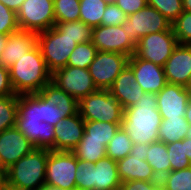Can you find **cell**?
Masks as SVG:
<instances>
[{"label":"cell","mask_w":191,"mask_h":190,"mask_svg":"<svg viewBox=\"0 0 191 190\" xmlns=\"http://www.w3.org/2000/svg\"><path fill=\"white\" fill-rule=\"evenodd\" d=\"M162 122L157 109L156 94L146 93L126 109L121 122L122 129L135 144H150L159 141L158 130Z\"/></svg>","instance_id":"obj_1"},{"label":"cell","mask_w":191,"mask_h":190,"mask_svg":"<svg viewBox=\"0 0 191 190\" xmlns=\"http://www.w3.org/2000/svg\"><path fill=\"white\" fill-rule=\"evenodd\" d=\"M9 72L11 84L18 95L38 93L51 82L52 73L48 70L38 45L16 61Z\"/></svg>","instance_id":"obj_2"},{"label":"cell","mask_w":191,"mask_h":190,"mask_svg":"<svg viewBox=\"0 0 191 190\" xmlns=\"http://www.w3.org/2000/svg\"><path fill=\"white\" fill-rule=\"evenodd\" d=\"M49 149L34 148L6 172L8 190H39L45 185Z\"/></svg>","instance_id":"obj_3"},{"label":"cell","mask_w":191,"mask_h":190,"mask_svg":"<svg viewBox=\"0 0 191 190\" xmlns=\"http://www.w3.org/2000/svg\"><path fill=\"white\" fill-rule=\"evenodd\" d=\"M78 112L85 121L121 123L124 115L122 105L109 90L98 89L78 102Z\"/></svg>","instance_id":"obj_4"},{"label":"cell","mask_w":191,"mask_h":190,"mask_svg":"<svg viewBox=\"0 0 191 190\" xmlns=\"http://www.w3.org/2000/svg\"><path fill=\"white\" fill-rule=\"evenodd\" d=\"M37 45L45 60L48 70H55L67 66L70 54L77 43L62 33L56 26L37 33Z\"/></svg>","instance_id":"obj_5"},{"label":"cell","mask_w":191,"mask_h":190,"mask_svg":"<svg viewBox=\"0 0 191 190\" xmlns=\"http://www.w3.org/2000/svg\"><path fill=\"white\" fill-rule=\"evenodd\" d=\"M77 158L72 151L49 150L45 184L62 190H76Z\"/></svg>","instance_id":"obj_6"},{"label":"cell","mask_w":191,"mask_h":190,"mask_svg":"<svg viewBox=\"0 0 191 190\" xmlns=\"http://www.w3.org/2000/svg\"><path fill=\"white\" fill-rule=\"evenodd\" d=\"M16 15L20 30L39 33L56 25L53 0H25Z\"/></svg>","instance_id":"obj_7"},{"label":"cell","mask_w":191,"mask_h":190,"mask_svg":"<svg viewBox=\"0 0 191 190\" xmlns=\"http://www.w3.org/2000/svg\"><path fill=\"white\" fill-rule=\"evenodd\" d=\"M177 45V38L171 27L142 37L136 43L134 55L163 67Z\"/></svg>","instance_id":"obj_8"},{"label":"cell","mask_w":191,"mask_h":190,"mask_svg":"<svg viewBox=\"0 0 191 190\" xmlns=\"http://www.w3.org/2000/svg\"><path fill=\"white\" fill-rule=\"evenodd\" d=\"M122 28L127 30V35L136 44L145 35L169 30L171 22L154 7L146 5L138 12L128 15Z\"/></svg>","instance_id":"obj_9"},{"label":"cell","mask_w":191,"mask_h":190,"mask_svg":"<svg viewBox=\"0 0 191 190\" xmlns=\"http://www.w3.org/2000/svg\"><path fill=\"white\" fill-rule=\"evenodd\" d=\"M51 82L78 102L98 90L87 68L62 67L52 73Z\"/></svg>","instance_id":"obj_10"},{"label":"cell","mask_w":191,"mask_h":190,"mask_svg":"<svg viewBox=\"0 0 191 190\" xmlns=\"http://www.w3.org/2000/svg\"><path fill=\"white\" fill-rule=\"evenodd\" d=\"M129 56L115 52L97 51L88 67L97 89L108 90L116 77L128 65Z\"/></svg>","instance_id":"obj_11"},{"label":"cell","mask_w":191,"mask_h":190,"mask_svg":"<svg viewBox=\"0 0 191 190\" xmlns=\"http://www.w3.org/2000/svg\"><path fill=\"white\" fill-rule=\"evenodd\" d=\"M92 44L97 51L115 52L132 56L135 52L136 44L127 35V30L121 26L93 27Z\"/></svg>","instance_id":"obj_12"},{"label":"cell","mask_w":191,"mask_h":190,"mask_svg":"<svg viewBox=\"0 0 191 190\" xmlns=\"http://www.w3.org/2000/svg\"><path fill=\"white\" fill-rule=\"evenodd\" d=\"M128 66L133 70L136 82L146 92L158 94L167 84L164 69L151 61L130 56Z\"/></svg>","instance_id":"obj_13"},{"label":"cell","mask_w":191,"mask_h":190,"mask_svg":"<svg viewBox=\"0 0 191 190\" xmlns=\"http://www.w3.org/2000/svg\"><path fill=\"white\" fill-rule=\"evenodd\" d=\"M156 96L162 119L185 117L190 94L184 86L167 83Z\"/></svg>","instance_id":"obj_14"},{"label":"cell","mask_w":191,"mask_h":190,"mask_svg":"<svg viewBox=\"0 0 191 190\" xmlns=\"http://www.w3.org/2000/svg\"><path fill=\"white\" fill-rule=\"evenodd\" d=\"M34 148L16 126L0 133V157L7 169Z\"/></svg>","instance_id":"obj_15"},{"label":"cell","mask_w":191,"mask_h":190,"mask_svg":"<svg viewBox=\"0 0 191 190\" xmlns=\"http://www.w3.org/2000/svg\"><path fill=\"white\" fill-rule=\"evenodd\" d=\"M54 151H72L83 137L85 120L79 112L54 125Z\"/></svg>","instance_id":"obj_16"},{"label":"cell","mask_w":191,"mask_h":190,"mask_svg":"<svg viewBox=\"0 0 191 190\" xmlns=\"http://www.w3.org/2000/svg\"><path fill=\"white\" fill-rule=\"evenodd\" d=\"M163 69L167 83L185 86L191 75V45L178 44Z\"/></svg>","instance_id":"obj_17"},{"label":"cell","mask_w":191,"mask_h":190,"mask_svg":"<svg viewBox=\"0 0 191 190\" xmlns=\"http://www.w3.org/2000/svg\"><path fill=\"white\" fill-rule=\"evenodd\" d=\"M37 45V33L18 30L7 36L5 47L0 56V65L10 68L24 54Z\"/></svg>","instance_id":"obj_18"},{"label":"cell","mask_w":191,"mask_h":190,"mask_svg":"<svg viewBox=\"0 0 191 190\" xmlns=\"http://www.w3.org/2000/svg\"><path fill=\"white\" fill-rule=\"evenodd\" d=\"M123 109L136 104L145 91L136 82L133 70L127 65L108 89Z\"/></svg>","instance_id":"obj_19"},{"label":"cell","mask_w":191,"mask_h":190,"mask_svg":"<svg viewBox=\"0 0 191 190\" xmlns=\"http://www.w3.org/2000/svg\"><path fill=\"white\" fill-rule=\"evenodd\" d=\"M16 128L35 148L54 150V126L42 120L16 119Z\"/></svg>","instance_id":"obj_20"},{"label":"cell","mask_w":191,"mask_h":190,"mask_svg":"<svg viewBox=\"0 0 191 190\" xmlns=\"http://www.w3.org/2000/svg\"><path fill=\"white\" fill-rule=\"evenodd\" d=\"M116 162L121 182L132 180L160 181L144 157L129 154Z\"/></svg>","instance_id":"obj_21"},{"label":"cell","mask_w":191,"mask_h":190,"mask_svg":"<svg viewBox=\"0 0 191 190\" xmlns=\"http://www.w3.org/2000/svg\"><path fill=\"white\" fill-rule=\"evenodd\" d=\"M120 185L115 160L106 156L94 163L93 190H119Z\"/></svg>","instance_id":"obj_22"},{"label":"cell","mask_w":191,"mask_h":190,"mask_svg":"<svg viewBox=\"0 0 191 190\" xmlns=\"http://www.w3.org/2000/svg\"><path fill=\"white\" fill-rule=\"evenodd\" d=\"M146 161L159 179L171 171L167 145L164 142L157 141L148 144Z\"/></svg>","instance_id":"obj_23"},{"label":"cell","mask_w":191,"mask_h":190,"mask_svg":"<svg viewBox=\"0 0 191 190\" xmlns=\"http://www.w3.org/2000/svg\"><path fill=\"white\" fill-rule=\"evenodd\" d=\"M189 124L185 117L162 119L158 130L159 141L171 144L186 138Z\"/></svg>","instance_id":"obj_24"},{"label":"cell","mask_w":191,"mask_h":190,"mask_svg":"<svg viewBox=\"0 0 191 190\" xmlns=\"http://www.w3.org/2000/svg\"><path fill=\"white\" fill-rule=\"evenodd\" d=\"M121 123H109L102 121H85V128L82 139L104 142L107 146L114 137Z\"/></svg>","instance_id":"obj_25"},{"label":"cell","mask_w":191,"mask_h":190,"mask_svg":"<svg viewBox=\"0 0 191 190\" xmlns=\"http://www.w3.org/2000/svg\"><path fill=\"white\" fill-rule=\"evenodd\" d=\"M107 5L106 0H80L79 20L91 27L100 26Z\"/></svg>","instance_id":"obj_26"},{"label":"cell","mask_w":191,"mask_h":190,"mask_svg":"<svg viewBox=\"0 0 191 190\" xmlns=\"http://www.w3.org/2000/svg\"><path fill=\"white\" fill-rule=\"evenodd\" d=\"M72 152L77 159L96 163L106 157V146L101 141L81 139Z\"/></svg>","instance_id":"obj_27"},{"label":"cell","mask_w":191,"mask_h":190,"mask_svg":"<svg viewBox=\"0 0 191 190\" xmlns=\"http://www.w3.org/2000/svg\"><path fill=\"white\" fill-rule=\"evenodd\" d=\"M16 119L42 120L41 95L39 93L18 95Z\"/></svg>","instance_id":"obj_28"},{"label":"cell","mask_w":191,"mask_h":190,"mask_svg":"<svg viewBox=\"0 0 191 190\" xmlns=\"http://www.w3.org/2000/svg\"><path fill=\"white\" fill-rule=\"evenodd\" d=\"M133 142L122 127L117 130L114 137L106 146V156L117 161L130 154Z\"/></svg>","instance_id":"obj_29"},{"label":"cell","mask_w":191,"mask_h":190,"mask_svg":"<svg viewBox=\"0 0 191 190\" xmlns=\"http://www.w3.org/2000/svg\"><path fill=\"white\" fill-rule=\"evenodd\" d=\"M46 101L61 108H78V101L70 94L49 82L38 92Z\"/></svg>","instance_id":"obj_30"},{"label":"cell","mask_w":191,"mask_h":190,"mask_svg":"<svg viewBox=\"0 0 191 190\" xmlns=\"http://www.w3.org/2000/svg\"><path fill=\"white\" fill-rule=\"evenodd\" d=\"M62 33L73 39L77 44L92 41L93 27L82 21L56 23Z\"/></svg>","instance_id":"obj_31"},{"label":"cell","mask_w":191,"mask_h":190,"mask_svg":"<svg viewBox=\"0 0 191 190\" xmlns=\"http://www.w3.org/2000/svg\"><path fill=\"white\" fill-rule=\"evenodd\" d=\"M18 95L0 98V133L16 126Z\"/></svg>","instance_id":"obj_32"},{"label":"cell","mask_w":191,"mask_h":190,"mask_svg":"<svg viewBox=\"0 0 191 190\" xmlns=\"http://www.w3.org/2000/svg\"><path fill=\"white\" fill-rule=\"evenodd\" d=\"M163 190H191V166L170 171L160 179Z\"/></svg>","instance_id":"obj_33"},{"label":"cell","mask_w":191,"mask_h":190,"mask_svg":"<svg viewBox=\"0 0 191 190\" xmlns=\"http://www.w3.org/2000/svg\"><path fill=\"white\" fill-rule=\"evenodd\" d=\"M97 53L96 47L92 41L79 43L69 56L67 66L87 68L93 62Z\"/></svg>","instance_id":"obj_34"},{"label":"cell","mask_w":191,"mask_h":190,"mask_svg":"<svg viewBox=\"0 0 191 190\" xmlns=\"http://www.w3.org/2000/svg\"><path fill=\"white\" fill-rule=\"evenodd\" d=\"M56 23L79 21L80 0H53Z\"/></svg>","instance_id":"obj_35"},{"label":"cell","mask_w":191,"mask_h":190,"mask_svg":"<svg viewBox=\"0 0 191 190\" xmlns=\"http://www.w3.org/2000/svg\"><path fill=\"white\" fill-rule=\"evenodd\" d=\"M78 113V108H61L46 101L41 96L42 121L55 125L63 118L70 117Z\"/></svg>","instance_id":"obj_36"},{"label":"cell","mask_w":191,"mask_h":190,"mask_svg":"<svg viewBox=\"0 0 191 190\" xmlns=\"http://www.w3.org/2000/svg\"><path fill=\"white\" fill-rule=\"evenodd\" d=\"M166 145L171 171L181 170L191 166V161L185 155V138Z\"/></svg>","instance_id":"obj_37"},{"label":"cell","mask_w":191,"mask_h":190,"mask_svg":"<svg viewBox=\"0 0 191 190\" xmlns=\"http://www.w3.org/2000/svg\"><path fill=\"white\" fill-rule=\"evenodd\" d=\"M178 44L191 45V12L183 11L172 23Z\"/></svg>","instance_id":"obj_38"},{"label":"cell","mask_w":191,"mask_h":190,"mask_svg":"<svg viewBox=\"0 0 191 190\" xmlns=\"http://www.w3.org/2000/svg\"><path fill=\"white\" fill-rule=\"evenodd\" d=\"M76 190H93L94 163L77 159Z\"/></svg>","instance_id":"obj_39"},{"label":"cell","mask_w":191,"mask_h":190,"mask_svg":"<svg viewBox=\"0 0 191 190\" xmlns=\"http://www.w3.org/2000/svg\"><path fill=\"white\" fill-rule=\"evenodd\" d=\"M147 5L154 7L171 23L184 11L182 0H147Z\"/></svg>","instance_id":"obj_40"},{"label":"cell","mask_w":191,"mask_h":190,"mask_svg":"<svg viewBox=\"0 0 191 190\" xmlns=\"http://www.w3.org/2000/svg\"><path fill=\"white\" fill-rule=\"evenodd\" d=\"M18 30L16 13L0 2V34L8 36Z\"/></svg>","instance_id":"obj_41"},{"label":"cell","mask_w":191,"mask_h":190,"mask_svg":"<svg viewBox=\"0 0 191 190\" xmlns=\"http://www.w3.org/2000/svg\"><path fill=\"white\" fill-rule=\"evenodd\" d=\"M126 18L127 15L115 3H108L102 16L101 25L121 26Z\"/></svg>","instance_id":"obj_42"},{"label":"cell","mask_w":191,"mask_h":190,"mask_svg":"<svg viewBox=\"0 0 191 190\" xmlns=\"http://www.w3.org/2000/svg\"><path fill=\"white\" fill-rule=\"evenodd\" d=\"M119 190H163L160 181L132 180L121 182Z\"/></svg>","instance_id":"obj_43"},{"label":"cell","mask_w":191,"mask_h":190,"mask_svg":"<svg viewBox=\"0 0 191 190\" xmlns=\"http://www.w3.org/2000/svg\"><path fill=\"white\" fill-rule=\"evenodd\" d=\"M127 16L147 5V0H116L114 2Z\"/></svg>","instance_id":"obj_44"},{"label":"cell","mask_w":191,"mask_h":190,"mask_svg":"<svg viewBox=\"0 0 191 190\" xmlns=\"http://www.w3.org/2000/svg\"><path fill=\"white\" fill-rule=\"evenodd\" d=\"M8 95L18 94L15 93L11 84L9 69L0 65V98Z\"/></svg>","instance_id":"obj_45"},{"label":"cell","mask_w":191,"mask_h":190,"mask_svg":"<svg viewBox=\"0 0 191 190\" xmlns=\"http://www.w3.org/2000/svg\"><path fill=\"white\" fill-rule=\"evenodd\" d=\"M147 149H148V144H144V143L135 144V143H133L132 149L130 151V155L144 157V160H146Z\"/></svg>","instance_id":"obj_46"},{"label":"cell","mask_w":191,"mask_h":190,"mask_svg":"<svg viewBox=\"0 0 191 190\" xmlns=\"http://www.w3.org/2000/svg\"><path fill=\"white\" fill-rule=\"evenodd\" d=\"M24 1L25 0H0L1 3H3L6 7L14 11L15 13L18 12Z\"/></svg>","instance_id":"obj_47"},{"label":"cell","mask_w":191,"mask_h":190,"mask_svg":"<svg viewBox=\"0 0 191 190\" xmlns=\"http://www.w3.org/2000/svg\"><path fill=\"white\" fill-rule=\"evenodd\" d=\"M6 172H7V169L0 168V190H8Z\"/></svg>","instance_id":"obj_48"},{"label":"cell","mask_w":191,"mask_h":190,"mask_svg":"<svg viewBox=\"0 0 191 190\" xmlns=\"http://www.w3.org/2000/svg\"><path fill=\"white\" fill-rule=\"evenodd\" d=\"M185 119L189 125H191V95L189 96L186 112H185Z\"/></svg>","instance_id":"obj_49"},{"label":"cell","mask_w":191,"mask_h":190,"mask_svg":"<svg viewBox=\"0 0 191 190\" xmlns=\"http://www.w3.org/2000/svg\"><path fill=\"white\" fill-rule=\"evenodd\" d=\"M185 155L191 161V139L185 138Z\"/></svg>","instance_id":"obj_50"},{"label":"cell","mask_w":191,"mask_h":190,"mask_svg":"<svg viewBox=\"0 0 191 190\" xmlns=\"http://www.w3.org/2000/svg\"><path fill=\"white\" fill-rule=\"evenodd\" d=\"M183 10L191 12V0H182Z\"/></svg>","instance_id":"obj_51"},{"label":"cell","mask_w":191,"mask_h":190,"mask_svg":"<svg viewBox=\"0 0 191 190\" xmlns=\"http://www.w3.org/2000/svg\"><path fill=\"white\" fill-rule=\"evenodd\" d=\"M6 40H7V36L0 34V56L5 47Z\"/></svg>","instance_id":"obj_52"},{"label":"cell","mask_w":191,"mask_h":190,"mask_svg":"<svg viewBox=\"0 0 191 190\" xmlns=\"http://www.w3.org/2000/svg\"><path fill=\"white\" fill-rule=\"evenodd\" d=\"M39 190H62L61 188H57V187H52L49 185H43Z\"/></svg>","instance_id":"obj_53"},{"label":"cell","mask_w":191,"mask_h":190,"mask_svg":"<svg viewBox=\"0 0 191 190\" xmlns=\"http://www.w3.org/2000/svg\"><path fill=\"white\" fill-rule=\"evenodd\" d=\"M184 87L189 92V94L191 95V75L189 77L187 84Z\"/></svg>","instance_id":"obj_54"},{"label":"cell","mask_w":191,"mask_h":190,"mask_svg":"<svg viewBox=\"0 0 191 190\" xmlns=\"http://www.w3.org/2000/svg\"><path fill=\"white\" fill-rule=\"evenodd\" d=\"M186 137L191 139V125H189Z\"/></svg>","instance_id":"obj_55"},{"label":"cell","mask_w":191,"mask_h":190,"mask_svg":"<svg viewBox=\"0 0 191 190\" xmlns=\"http://www.w3.org/2000/svg\"><path fill=\"white\" fill-rule=\"evenodd\" d=\"M0 168H1V169H7V168L3 165V162H2V160H1V157H0Z\"/></svg>","instance_id":"obj_56"},{"label":"cell","mask_w":191,"mask_h":190,"mask_svg":"<svg viewBox=\"0 0 191 190\" xmlns=\"http://www.w3.org/2000/svg\"><path fill=\"white\" fill-rule=\"evenodd\" d=\"M108 3H114L116 0H106Z\"/></svg>","instance_id":"obj_57"}]
</instances>
